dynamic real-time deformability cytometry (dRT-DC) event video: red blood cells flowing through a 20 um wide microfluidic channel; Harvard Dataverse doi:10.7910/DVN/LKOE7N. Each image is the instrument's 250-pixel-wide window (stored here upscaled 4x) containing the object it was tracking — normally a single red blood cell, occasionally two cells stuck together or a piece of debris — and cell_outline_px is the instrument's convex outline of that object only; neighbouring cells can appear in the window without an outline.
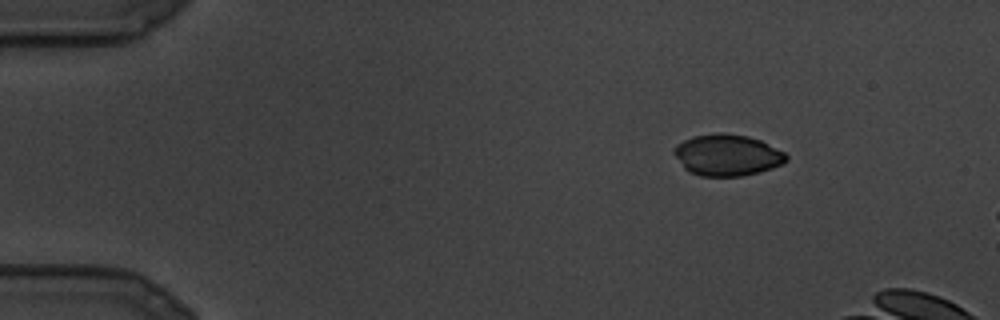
{"species": "common noctule bat (a hibernating species)", "species_latin": "Nyctalus noctula", "temperature_condition": "cold", "stored_images_in_passage": 46, "camera_frame_rate_fps": 3000, "um_per_image_px": 0.085, "animal": {"sex": "male", "body_mass_g": 19.5, "forearm_length_mm": 54.6}, "frame": {"image": 1, "passage_image": 1, "time_ms": 0.0, "image_size_px": [1000, 320], "cell_outline_px": [[788, 160], [784, 164], [760, 172], [744, 176], [700, 176], [688, 172], [684, 168], [672, 152], [676, 144], [692, 136], [720, 132], [724, 132], [748, 136], [760, 140], [784, 152], [788, 156]], "centroid_in_image_um": [61.81, 13.18], "position_along_channel_um": 23.2, "area_um2": 27.4}}
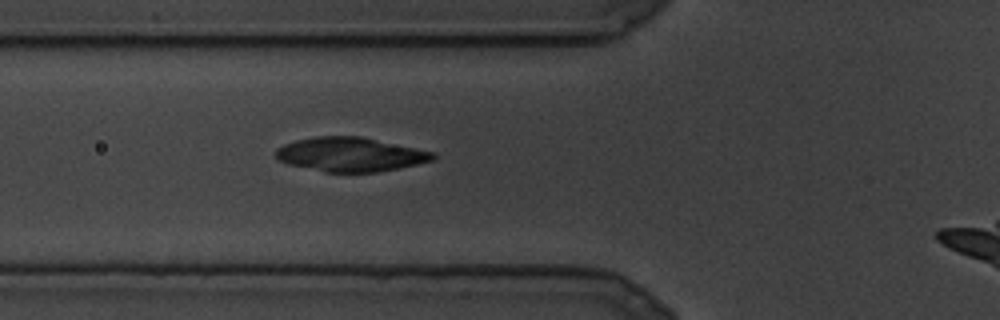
{"frame": {"image": 2, "passage_image": 25, "time_ms": 8.0, "image_size_px": [1000, 320], "cell_outline_px": [[436, 156], [432, 160], [400, 168], [376, 172], [324, 172], [288, 164], [276, 160], [276, 148], [284, 144], [296, 140], [316, 136], [360, 136], [436, 152]], "centroid_in_image_um": [29.76, 13.13], "position_along_channel_um": 96.0, "area_um2": 31.33}}
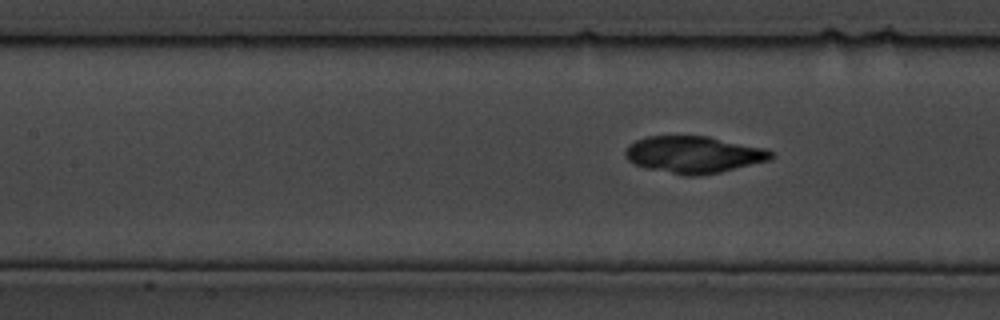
{"frame": {"image": 3, "passage_image": 33, "time_ms": 10.667, "image_size_px": [1000, 320], "cell_outline_px": [[776, 156], [772, 160], [720, 172], [700, 176], [684, 176], [644, 168], [628, 160], [624, 156], [624, 152], [628, 144], [636, 140], [648, 136], [708, 136], [764, 148], [772, 152]], "centroid_in_image_um": [58.96, 13.15], "position_along_channel_um": 148.4, "area_um2": 31.67}}